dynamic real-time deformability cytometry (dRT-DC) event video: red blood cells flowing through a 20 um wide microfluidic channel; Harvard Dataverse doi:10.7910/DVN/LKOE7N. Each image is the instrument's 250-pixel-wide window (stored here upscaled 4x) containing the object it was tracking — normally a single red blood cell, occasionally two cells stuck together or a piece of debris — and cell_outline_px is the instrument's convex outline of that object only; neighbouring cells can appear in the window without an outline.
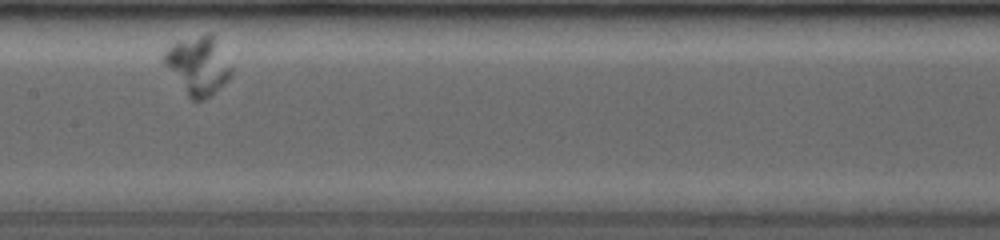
{"species": "common noctule bat (a hibernating species)", "species_latin": "Nyctalus noctula", "temperature_condition": "room temperature", "stored_images_in_passage": 20, "segment_of_instrument_passage": [2, 2], "camera_frame_rate_fps": 4000, "um_per_image_px": 0.085, "animal": {"sex": "female", "body_mass_g": 19.0, "forearm_length_mm": 53.3}, "frame": {"image": 1, "passage_image": 9, "time_ms": 3.75, "image_size_px": [1000, 240], "cell_outline_px": [[232, 72], [204, 100], [192, 100], [188, 96], [160, 60], [160, 56], [176, 40], [208, 32], [212, 32], [232, 68]], "centroid_in_image_um": [16.76, 5.5], "position_along_channel_um": 190.6, "area_um2": 22.66}}